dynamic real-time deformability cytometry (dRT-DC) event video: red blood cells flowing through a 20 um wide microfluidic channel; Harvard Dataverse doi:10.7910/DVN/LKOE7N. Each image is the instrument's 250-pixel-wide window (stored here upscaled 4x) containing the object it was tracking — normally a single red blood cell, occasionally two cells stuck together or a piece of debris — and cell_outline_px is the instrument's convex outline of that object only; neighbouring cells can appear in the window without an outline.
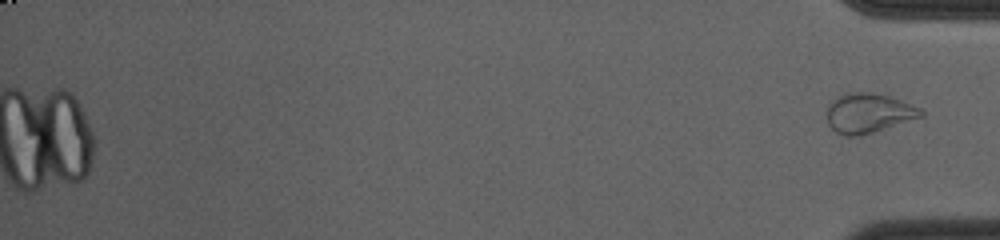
{"species": "common noctule bat (a hibernating species)", "species_latin": "Nyctalus noctula", "temperature_condition": "cold", "stored_images_in_passage": 46, "camera_frame_rate_fps": 3000, "um_per_image_px": 0.085, "animal": {"sex": "female", "body_mass_g": 23.0, "forearm_length_mm": 53.4}, "frame": {"image": 1, "passage_image": 46, "time_ms": 15.0, "image_size_px": [1000, 240], "cell_outline_px": [[924, 116], [872, 132], [856, 136], [844, 136], [836, 132], [828, 124], [828, 108], [840, 96], [852, 92], [872, 92], [888, 96], [900, 100], [920, 108], [924, 112]], "centroid_in_image_um": [73.85, 9.62], "position_along_channel_um": 361.3, "area_um2": 21.15}}